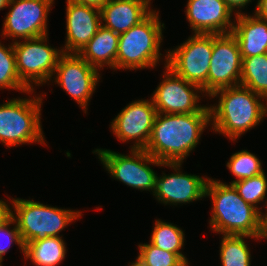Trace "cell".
<instances>
[{
  "mask_svg": "<svg viewBox=\"0 0 267 266\" xmlns=\"http://www.w3.org/2000/svg\"><path fill=\"white\" fill-rule=\"evenodd\" d=\"M208 124H211L210 112H157L145 151L163 163H183Z\"/></svg>",
  "mask_w": 267,
  "mask_h": 266,
  "instance_id": "obj_1",
  "label": "cell"
},
{
  "mask_svg": "<svg viewBox=\"0 0 267 266\" xmlns=\"http://www.w3.org/2000/svg\"><path fill=\"white\" fill-rule=\"evenodd\" d=\"M209 97L219 98L218 105L209 106L213 132L224 134L231 141L239 139L267 115V103L261 102L267 100L241 84L217 90Z\"/></svg>",
  "mask_w": 267,
  "mask_h": 266,
  "instance_id": "obj_2",
  "label": "cell"
},
{
  "mask_svg": "<svg viewBox=\"0 0 267 266\" xmlns=\"http://www.w3.org/2000/svg\"><path fill=\"white\" fill-rule=\"evenodd\" d=\"M212 199L209 224L212 230L222 235L256 237L260 231V212L245 202L232 184L209 178L205 197Z\"/></svg>",
  "mask_w": 267,
  "mask_h": 266,
  "instance_id": "obj_3",
  "label": "cell"
},
{
  "mask_svg": "<svg viewBox=\"0 0 267 266\" xmlns=\"http://www.w3.org/2000/svg\"><path fill=\"white\" fill-rule=\"evenodd\" d=\"M159 12L153 10L144 20L119 35L116 56L117 69H145L155 67L160 61L163 40Z\"/></svg>",
  "mask_w": 267,
  "mask_h": 266,
  "instance_id": "obj_4",
  "label": "cell"
},
{
  "mask_svg": "<svg viewBox=\"0 0 267 266\" xmlns=\"http://www.w3.org/2000/svg\"><path fill=\"white\" fill-rule=\"evenodd\" d=\"M11 202L15 211H12V218L24 244L46 237H60L59 232L82 216L80 211L52 207L32 200L15 198Z\"/></svg>",
  "mask_w": 267,
  "mask_h": 266,
  "instance_id": "obj_5",
  "label": "cell"
},
{
  "mask_svg": "<svg viewBox=\"0 0 267 266\" xmlns=\"http://www.w3.org/2000/svg\"><path fill=\"white\" fill-rule=\"evenodd\" d=\"M42 97L14 98L0 105V141L7 146L45 145L41 125Z\"/></svg>",
  "mask_w": 267,
  "mask_h": 266,
  "instance_id": "obj_6",
  "label": "cell"
},
{
  "mask_svg": "<svg viewBox=\"0 0 267 266\" xmlns=\"http://www.w3.org/2000/svg\"><path fill=\"white\" fill-rule=\"evenodd\" d=\"M178 47V48H177ZM167 51L166 66L207 96V78L212 58L213 34L194 33L181 45Z\"/></svg>",
  "mask_w": 267,
  "mask_h": 266,
  "instance_id": "obj_7",
  "label": "cell"
},
{
  "mask_svg": "<svg viewBox=\"0 0 267 266\" xmlns=\"http://www.w3.org/2000/svg\"><path fill=\"white\" fill-rule=\"evenodd\" d=\"M47 40L48 34L13 42L19 78L33 91V83L39 86L52 80L59 57L63 54L62 50L49 46Z\"/></svg>",
  "mask_w": 267,
  "mask_h": 266,
  "instance_id": "obj_8",
  "label": "cell"
},
{
  "mask_svg": "<svg viewBox=\"0 0 267 266\" xmlns=\"http://www.w3.org/2000/svg\"><path fill=\"white\" fill-rule=\"evenodd\" d=\"M96 153L112 178L140 190L154 193L156 172L147 164L163 166V162L155 159L145 150L131 149L130 155L120 154L108 149H95Z\"/></svg>",
  "mask_w": 267,
  "mask_h": 266,
  "instance_id": "obj_9",
  "label": "cell"
},
{
  "mask_svg": "<svg viewBox=\"0 0 267 266\" xmlns=\"http://www.w3.org/2000/svg\"><path fill=\"white\" fill-rule=\"evenodd\" d=\"M164 68H166V72L163 71V80L152 95L154 107L158 113L186 114L210 112L209 106L197 104L200 100L198 92L204 94L199 86L179 77L166 64Z\"/></svg>",
  "mask_w": 267,
  "mask_h": 266,
  "instance_id": "obj_10",
  "label": "cell"
},
{
  "mask_svg": "<svg viewBox=\"0 0 267 266\" xmlns=\"http://www.w3.org/2000/svg\"><path fill=\"white\" fill-rule=\"evenodd\" d=\"M242 56L232 33L213 34V50L207 78V95L240 84Z\"/></svg>",
  "mask_w": 267,
  "mask_h": 266,
  "instance_id": "obj_11",
  "label": "cell"
},
{
  "mask_svg": "<svg viewBox=\"0 0 267 266\" xmlns=\"http://www.w3.org/2000/svg\"><path fill=\"white\" fill-rule=\"evenodd\" d=\"M54 76H56L55 83L61 86L86 113L88 102L101 77L98 69L77 53H63L59 57Z\"/></svg>",
  "mask_w": 267,
  "mask_h": 266,
  "instance_id": "obj_12",
  "label": "cell"
},
{
  "mask_svg": "<svg viewBox=\"0 0 267 266\" xmlns=\"http://www.w3.org/2000/svg\"><path fill=\"white\" fill-rule=\"evenodd\" d=\"M53 3L54 0H10L3 37L31 39L47 35V18Z\"/></svg>",
  "mask_w": 267,
  "mask_h": 266,
  "instance_id": "obj_13",
  "label": "cell"
},
{
  "mask_svg": "<svg viewBox=\"0 0 267 266\" xmlns=\"http://www.w3.org/2000/svg\"><path fill=\"white\" fill-rule=\"evenodd\" d=\"M156 114L152 99L132 101L112 120L111 131L122 142L136 139L131 149L145 150Z\"/></svg>",
  "mask_w": 267,
  "mask_h": 266,
  "instance_id": "obj_14",
  "label": "cell"
},
{
  "mask_svg": "<svg viewBox=\"0 0 267 266\" xmlns=\"http://www.w3.org/2000/svg\"><path fill=\"white\" fill-rule=\"evenodd\" d=\"M163 166L172 168L176 173L169 175L163 173L162 176L156 177L153 195L160 203L177 205L205 197L208 177L182 173L180 171L182 163H164Z\"/></svg>",
  "mask_w": 267,
  "mask_h": 266,
  "instance_id": "obj_15",
  "label": "cell"
},
{
  "mask_svg": "<svg viewBox=\"0 0 267 266\" xmlns=\"http://www.w3.org/2000/svg\"><path fill=\"white\" fill-rule=\"evenodd\" d=\"M66 42L63 53H79L102 26L100 9L66 0Z\"/></svg>",
  "mask_w": 267,
  "mask_h": 266,
  "instance_id": "obj_16",
  "label": "cell"
},
{
  "mask_svg": "<svg viewBox=\"0 0 267 266\" xmlns=\"http://www.w3.org/2000/svg\"><path fill=\"white\" fill-rule=\"evenodd\" d=\"M186 16L193 33L227 34L233 30L232 10L223 0H188Z\"/></svg>",
  "mask_w": 267,
  "mask_h": 266,
  "instance_id": "obj_17",
  "label": "cell"
},
{
  "mask_svg": "<svg viewBox=\"0 0 267 266\" xmlns=\"http://www.w3.org/2000/svg\"><path fill=\"white\" fill-rule=\"evenodd\" d=\"M149 5L145 0H108L100 9L102 26L125 33L153 11Z\"/></svg>",
  "mask_w": 267,
  "mask_h": 266,
  "instance_id": "obj_18",
  "label": "cell"
},
{
  "mask_svg": "<svg viewBox=\"0 0 267 266\" xmlns=\"http://www.w3.org/2000/svg\"><path fill=\"white\" fill-rule=\"evenodd\" d=\"M231 33L236 38L242 58L267 53V21L244 12L235 15ZM237 22V23H236Z\"/></svg>",
  "mask_w": 267,
  "mask_h": 266,
  "instance_id": "obj_19",
  "label": "cell"
},
{
  "mask_svg": "<svg viewBox=\"0 0 267 266\" xmlns=\"http://www.w3.org/2000/svg\"><path fill=\"white\" fill-rule=\"evenodd\" d=\"M118 41L119 34L101 26L78 54L98 70L105 65L116 70Z\"/></svg>",
  "mask_w": 267,
  "mask_h": 266,
  "instance_id": "obj_20",
  "label": "cell"
},
{
  "mask_svg": "<svg viewBox=\"0 0 267 266\" xmlns=\"http://www.w3.org/2000/svg\"><path fill=\"white\" fill-rule=\"evenodd\" d=\"M24 257L36 266H57L65 259L66 243L62 237H46L24 245Z\"/></svg>",
  "mask_w": 267,
  "mask_h": 266,
  "instance_id": "obj_21",
  "label": "cell"
},
{
  "mask_svg": "<svg viewBox=\"0 0 267 266\" xmlns=\"http://www.w3.org/2000/svg\"><path fill=\"white\" fill-rule=\"evenodd\" d=\"M242 59L240 84L267 100V53Z\"/></svg>",
  "mask_w": 267,
  "mask_h": 266,
  "instance_id": "obj_22",
  "label": "cell"
},
{
  "mask_svg": "<svg viewBox=\"0 0 267 266\" xmlns=\"http://www.w3.org/2000/svg\"><path fill=\"white\" fill-rule=\"evenodd\" d=\"M184 231L168 222L155 220L150 243L159 249L177 254L187 265L188 260L180 249L184 246Z\"/></svg>",
  "mask_w": 267,
  "mask_h": 266,
  "instance_id": "obj_23",
  "label": "cell"
},
{
  "mask_svg": "<svg viewBox=\"0 0 267 266\" xmlns=\"http://www.w3.org/2000/svg\"><path fill=\"white\" fill-rule=\"evenodd\" d=\"M244 238L256 237L222 236L219 254L222 266H251V254Z\"/></svg>",
  "mask_w": 267,
  "mask_h": 266,
  "instance_id": "obj_24",
  "label": "cell"
},
{
  "mask_svg": "<svg viewBox=\"0 0 267 266\" xmlns=\"http://www.w3.org/2000/svg\"><path fill=\"white\" fill-rule=\"evenodd\" d=\"M0 88L19 90L21 93L33 92L19 78L12 43L8 48L0 43Z\"/></svg>",
  "mask_w": 267,
  "mask_h": 266,
  "instance_id": "obj_25",
  "label": "cell"
},
{
  "mask_svg": "<svg viewBox=\"0 0 267 266\" xmlns=\"http://www.w3.org/2000/svg\"><path fill=\"white\" fill-rule=\"evenodd\" d=\"M265 172L252 178L234 181L232 185L239 196L248 204L254 206L260 213L257 205L264 202L267 194V179Z\"/></svg>",
  "mask_w": 267,
  "mask_h": 266,
  "instance_id": "obj_26",
  "label": "cell"
},
{
  "mask_svg": "<svg viewBox=\"0 0 267 266\" xmlns=\"http://www.w3.org/2000/svg\"><path fill=\"white\" fill-rule=\"evenodd\" d=\"M226 166L230 172L237 177V179L233 180L230 184L234 181L252 178L264 172L259 158L247 150L234 153Z\"/></svg>",
  "mask_w": 267,
  "mask_h": 266,
  "instance_id": "obj_27",
  "label": "cell"
},
{
  "mask_svg": "<svg viewBox=\"0 0 267 266\" xmlns=\"http://www.w3.org/2000/svg\"><path fill=\"white\" fill-rule=\"evenodd\" d=\"M136 262L140 266H189L177 254L168 252L153 244H139Z\"/></svg>",
  "mask_w": 267,
  "mask_h": 266,
  "instance_id": "obj_28",
  "label": "cell"
},
{
  "mask_svg": "<svg viewBox=\"0 0 267 266\" xmlns=\"http://www.w3.org/2000/svg\"><path fill=\"white\" fill-rule=\"evenodd\" d=\"M11 224L12 225L15 224V226L13 227V229H10V228L8 229V227L11 226ZM13 242H15L20 247L22 253L24 254L25 244L22 240L21 234L18 230L15 220L11 217L6 223L0 226V264H2L3 257H4L3 255L7 253L8 248L11 246Z\"/></svg>",
  "mask_w": 267,
  "mask_h": 266,
  "instance_id": "obj_29",
  "label": "cell"
},
{
  "mask_svg": "<svg viewBox=\"0 0 267 266\" xmlns=\"http://www.w3.org/2000/svg\"><path fill=\"white\" fill-rule=\"evenodd\" d=\"M12 217V210L10 206L0 199V226L6 223Z\"/></svg>",
  "mask_w": 267,
  "mask_h": 266,
  "instance_id": "obj_30",
  "label": "cell"
},
{
  "mask_svg": "<svg viewBox=\"0 0 267 266\" xmlns=\"http://www.w3.org/2000/svg\"><path fill=\"white\" fill-rule=\"evenodd\" d=\"M223 1L232 10V12L235 10V8L238 9V11L235 12V15L242 14V12L239 10L241 8H244L249 2H252L251 0H223Z\"/></svg>",
  "mask_w": 267,
  "mask_h": 266,
  "instance_id": "obj_31",
  "label": "cell"
},
{
  "mask_svg": "<svg viewBox=\"0 0 267 266\" xmlns=\"http://www.w3.org/2000/svg\"><path fill=\"white\" fill-rule=\"evenodd\" d=\"M253 13L256 17L267 21V0H258L256 9Z\"/></svg>",
  "mask_w": 267,
  "mask_h": 266,
  "instance_id": "obj_32",
  "label": "cell"
},
{
  "mask_svg": "<svg viewBox=\"0 0 267 266\" xmlns=\"http://www.w3.org/2000/svg\"><path fill=\"white\" fill-rule=\"evenodd\" d=\"M267 200V199H266ZM267 206V201L265 202ZM267 239V208L264 213H260V231L258 235V239Z\"/></svg>",
  "mask_w": 267,
  "mask_h": 266,
  "instance_id": "obj_33",
  "label": "cell"
},
{
  "mask_svg": "<svg viewBox=\"0 0 267 266\" xmlns=\"http://www.w3.org/2000/svg\"><path fill=\"white\" fill-rule=\"evenodd\" d=\"M76 3L85 4L87 6H92L97 9H101V7L108 1V0H71Z\"/></svg>",
  "mask_w": 267,
  "mask_h": 266,
  "instance_id": "obj_34",
  "label": "cell"
},
{
  "mask_svg": "<svg viewBox=\"0 0 267 266\" xmlns=\"http://www.w3.org/2000/svg\"><path fill=\"white\" fill-rule=\"evenodd\" d=\"M9 3H10V0H0V10L7 8Z\"/></svg>",
  "mask_w": 267,
  "mask_h": 266,
  "instance_id": "obj_35",
  "label": "cell"
},
{
  "mask_svg": "<svg viewBox=\"0 0 267 266\" xmlns=\"http://www.w3.org/2000/svg\"><path fill=\"white\" fill-rule=\"evenodd\" d=\"M129 266H140L136 261L131 263Z\"/></svg>",
  "mask_w": 267,
  "mask_h": 266,
  "instance_id": "obj_36",
  "label": "cell"
}]
</instances>
